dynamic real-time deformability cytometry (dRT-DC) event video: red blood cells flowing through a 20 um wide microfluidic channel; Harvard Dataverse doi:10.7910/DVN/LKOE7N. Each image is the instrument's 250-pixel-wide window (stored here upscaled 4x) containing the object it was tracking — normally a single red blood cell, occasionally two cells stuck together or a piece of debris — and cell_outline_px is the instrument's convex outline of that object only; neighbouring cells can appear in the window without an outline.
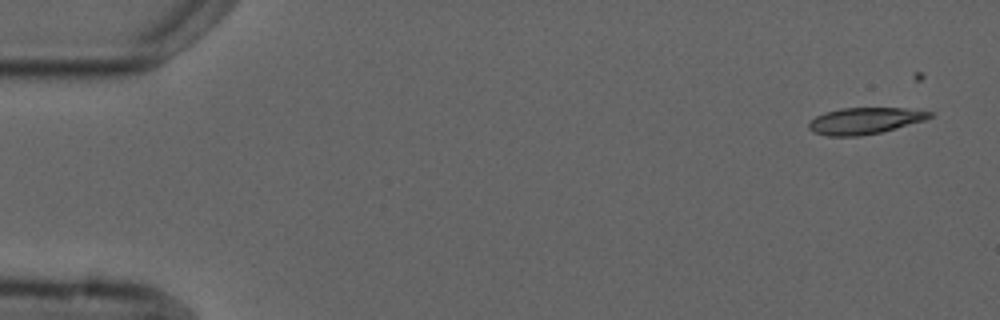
{"species": "common noctule bat (a hibernating species)", "species_latin": "Nyctalus noctula", "temperature_condition": "cold", "stored_images_in_passage": 6, "camera_frame_rate_fps": 3000, "um_per_image_px": 0.085, "animal": {"sex": "male", "forearm_length_mm": 52.5}, "frame": {"image": 1, "passage_image": 1, "time_ms": 0.0, "image_size_px": [1000, 320], "cell_outline_px": [[936, 112], [932, 116], [924, 120], [896, 128], [880, 132], [860, 136], [828, 136], [812, 132], [808, 128], [808, 124], [816, 116], [824, 112], [840, 108], [904, 108]], "centroid_in_image_um": [73.5, 10.26], "position_along_channel_um": 11.5, "area_um2": 18.67}}
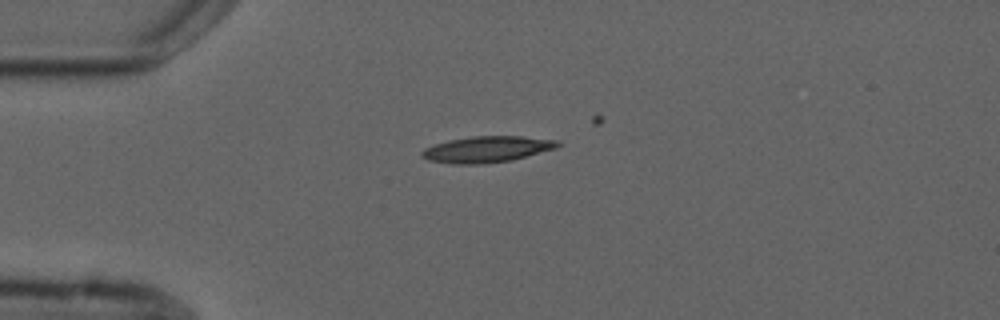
{"frame": {"image": 2, "passage_image": 4, "time_ms": 3.667, "image_size_px": [1000, 320], "cell_outline_px": [[560, 144], [556, 148], [512, 160], [480, 164], [452, 164], [428, 160], [420, 156], [420, 152], [424, 148], [448, 140], [472, 136], [520, 136], [560, 140]], "centroid_in_image_um": [41.37, 12.69], "position_along_channel_um": 43.6, "area_um2": 20.75}}